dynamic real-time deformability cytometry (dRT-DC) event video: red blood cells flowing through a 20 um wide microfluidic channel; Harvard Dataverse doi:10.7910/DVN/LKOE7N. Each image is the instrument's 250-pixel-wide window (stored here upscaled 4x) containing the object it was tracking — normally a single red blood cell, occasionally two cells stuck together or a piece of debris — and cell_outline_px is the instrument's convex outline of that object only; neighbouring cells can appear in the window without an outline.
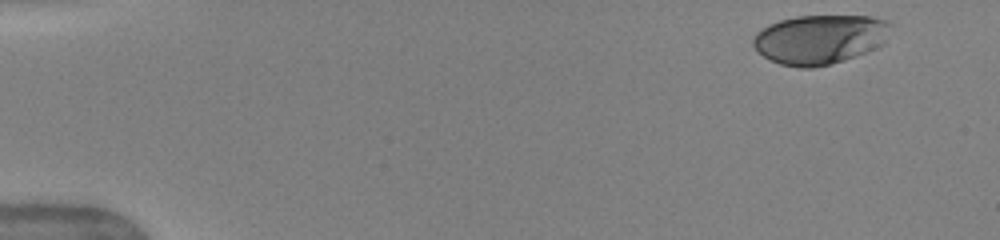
{"species": "human", "species_latin": "Homo sapiens", "temperature_condition": "warm", "stored_images_in_passage": 13, "camera_frame_rate_fps": 3000, "um_per_image_px": 0.085, "donor": {"sex": "female"}, "frame": {"image": 1, "passage_image": 1, "time_ms": 0.0, "image_size_px": [1000, 240], "cell_outline_px": [[892, 24], [884, 44], [876, 48], [844, 60], [812, 68], [800, 68], [780, 64], [764, 56], [752, 44], [752, 40], [756, 32], [768, 24], [780, 20], [796, 16], [868, 16], [888, 20]], "centroid_in_image_um": [69.7, 3.33], "position_along_channel_um": 15.3, "area_um2": 39.59}}
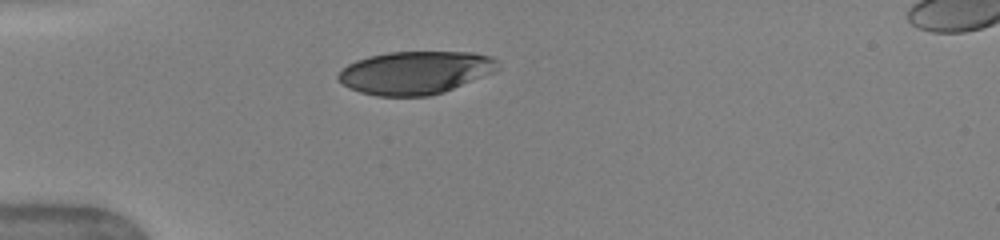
{"frame": {"image": 2, "passage_image": 10, "time_ms": 3.667, "image_size_px": [1000, 240], "cell_outline_px": [[500, 68], [496, 72], [444, 92], [428, 96], [376, 96], [360, 92], [348, 88], [336, 80], [336, 76], [348, 64], [356, 60], [368, 56], [388, 52], [472, 52], [492, 56], [496, 60]], "centroid_in_image_um": [35.31, 6.17], "position_along_channel_um": 49.7, "area_um2": 40.34}}